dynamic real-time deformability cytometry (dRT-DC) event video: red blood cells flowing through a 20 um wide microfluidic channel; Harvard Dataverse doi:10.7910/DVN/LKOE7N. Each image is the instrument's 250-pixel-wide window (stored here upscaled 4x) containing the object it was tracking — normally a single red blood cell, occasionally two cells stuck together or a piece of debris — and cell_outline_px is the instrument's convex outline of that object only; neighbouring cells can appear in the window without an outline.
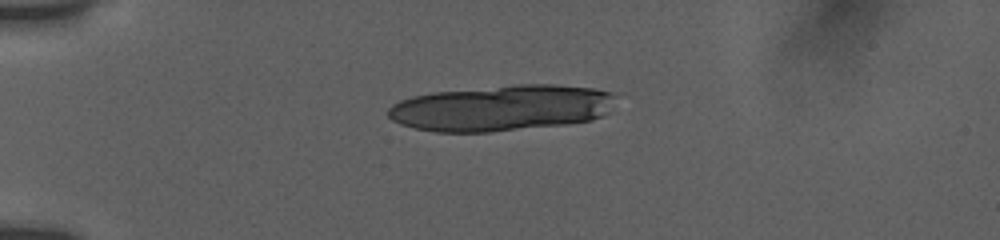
{"species": "human", "species_latin": "Homo sapiens", "temperature_condition": "room temperature", "stored_images_in_passage": 8, "camera_frame_rate_fps": 3000, "um_per_image_px": 0.085, "donor": {"sex": "female"}, "frame": {"image": 1, "passage_image": 1, "time_ms": 0.0, "image_size_px": [1000, 240], "cell_outline_px": [[616, 96], [612, 112], [592, 120], [568, 124], [488, 132], [436, 132], [416, 128], [400, 124], [392, 120], [388, 116], [388, 108], [392, 104], [400, 100], [412, 96], [432, 92], [516, 84], [552, 84], [596, 88], [612, 92]], "centroid_in_image_um": [42.68, 9.17], "position_along_channel_um": 42.3, "area_um2": 61.56}}